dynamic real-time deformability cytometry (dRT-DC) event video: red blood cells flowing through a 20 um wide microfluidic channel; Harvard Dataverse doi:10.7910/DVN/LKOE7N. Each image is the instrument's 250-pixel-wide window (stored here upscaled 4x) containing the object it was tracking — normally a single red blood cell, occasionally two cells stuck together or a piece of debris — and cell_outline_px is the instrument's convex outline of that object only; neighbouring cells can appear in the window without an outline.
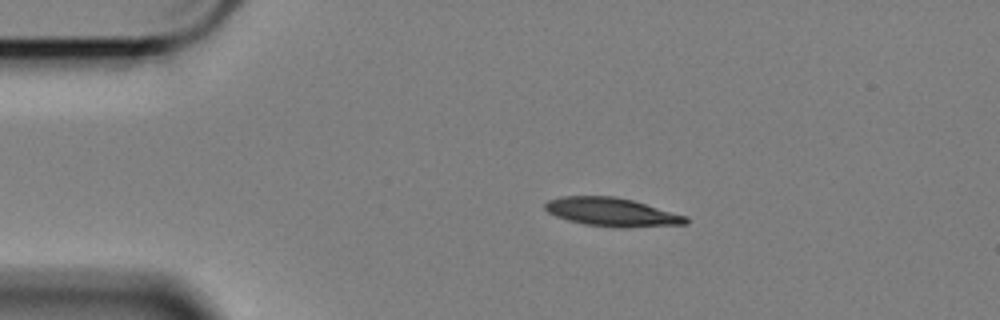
{"species": "Egyptian fruit bat (a non-hibernating species)", "species_latin": "Rousettus aegyptiacus", "temperature_condition": "cold", "stored_images_in_passage": 48, "camera_frame_rate_fps": 3000, "um_per_image_px": 0.085, "animal": {"sex": "female"}, "frame": {"image": 1, "passage_image": 1, "time_ms": 0.0, "image_size_px": [1000, 320], "cell_outline_px": [[688, 224], [584, 224], [568, 220], [556, 216], [548, 212], [544, 208], [544, 204], [548, 200], [564, 196], [616, 196], [632, 200], [688, 216]], "centroid_in_image_um": [51.91, 17.95], "position_along_channel_um": 33.1, "area_um2": 21.91}}
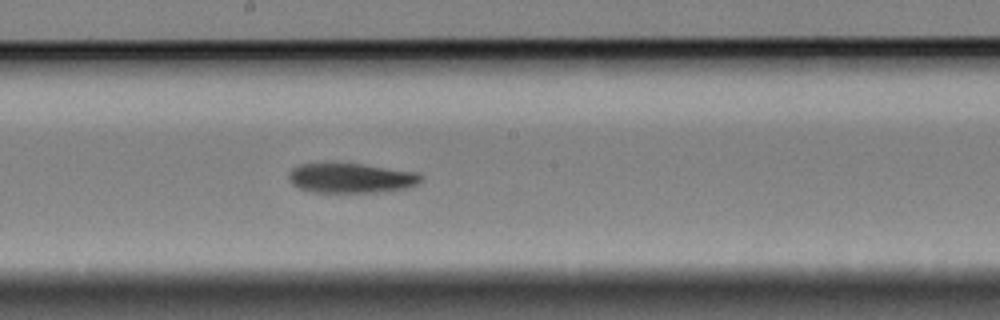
{"frame": {"image": 2, "passage_image": 21, "time_ms": 6.667, "image_size_px": [1000, 320], "cell_outline_px": [[424, 180], [416, 184], [404, 188], [380, 192], [308, 192], [292, 184], [288, 176], [288, 172], [292, 168], [300, 164], [324, 160], [360, 164], [420, 172], [424, 176]], "centroid_in_image_um": [29.79, 15.09], "position_along_channel_um": 218.4, "area_um2": 23.81}}
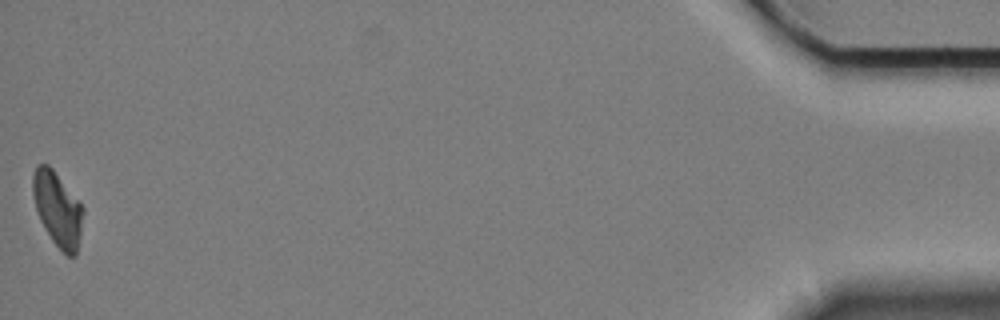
{"frame": {"image": 3, "passage_image": 48, "time_ms": 15.667, "image_size_px": [1000, 320], "cell_outline_px": [[84, 212], [80, 236], [76, 256], [68, 256], [52, 240], [40, 220], [36, 208], [32, 192], [32, 176], [36, 164], [48, 164], [52, 168], [84, 208]], "centroid_in_image_um": [4.89, 17.75], "position_along_channel_um": 430.3, "area_um2": 21.56}, "authors_computed_cell_mechanics": {"area_um2": 23.5824, "velocity_mm_per_s": 3.3968, "shape_relaxation_time_tau1_ms": 3.7519, "shape_relaxation_time_tau2_ms": 10.7534, "deformation_change_tau1": 0.1415, "deformation_change_tau2": 0.1585}}